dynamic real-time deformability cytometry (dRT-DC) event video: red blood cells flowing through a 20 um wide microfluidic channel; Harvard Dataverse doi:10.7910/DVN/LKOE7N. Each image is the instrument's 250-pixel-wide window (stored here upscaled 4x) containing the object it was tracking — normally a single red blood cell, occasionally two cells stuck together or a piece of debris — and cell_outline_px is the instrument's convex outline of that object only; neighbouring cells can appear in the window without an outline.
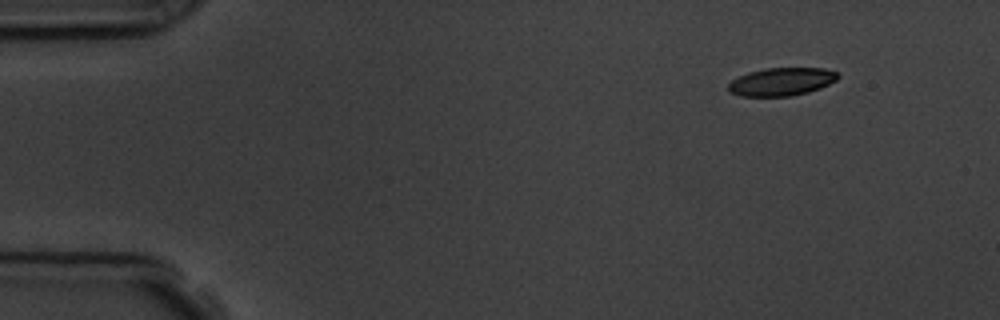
{"species": "common noctule bat (a hibernating species)", "species_latin": "Nyctalus noctula", "temperature_condition": "room temperature", "stored_images_in_passage": 3, "camera_frame_rate_fps": 3000, "um_per_image_px": 0.085, "animal": {"sex": "male", "body_mass_g": 19.5, "forearm_length_mm": 54.6}, "frame": {"image": 1, "passage_image": 1, "time_ms": 0.0, "image_size_px": [1000, 320], "cell_outline_px": [[840, 76], [836, 80], [820, 88], [808, 92], [788, 96], [740, 96], [728, 92], [728, 84], [732, 80], [748, 72], [764, 68], [824, 68], [836, 72]], "centroid_in_image_um": [66.41, 6.94], "position_along_channel_um": 18.6, "area_um2": 17.86}}
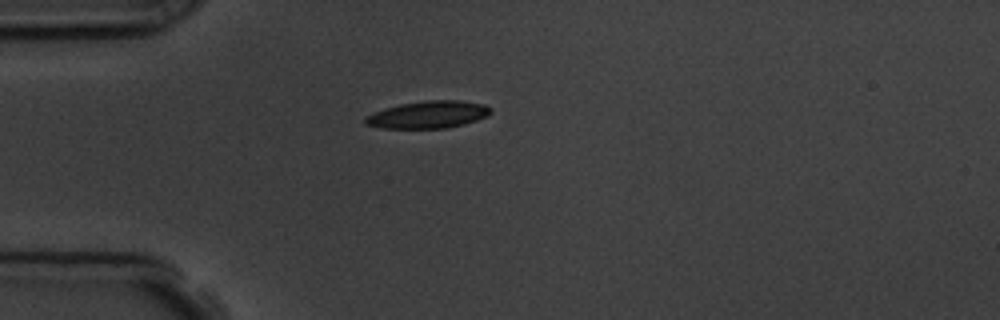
{"frame": {"image": 2, "passage_image": 3, "time_ms": 3.0, "image_size_px": [1000, 320], "cell_outline_px": [[492, 112], [488, 116], [464, 124], [448, 128], [380, 128], [364, 124], [364, 116], [372, 112], [384, 108], [400, 104], [428, 100], [460, 100], [484, 104], [492, 108]], "centroid_in_image_um": [36.38, 9.74], "position_along_channel_um": 48.6, "area_um2": 20.17}}